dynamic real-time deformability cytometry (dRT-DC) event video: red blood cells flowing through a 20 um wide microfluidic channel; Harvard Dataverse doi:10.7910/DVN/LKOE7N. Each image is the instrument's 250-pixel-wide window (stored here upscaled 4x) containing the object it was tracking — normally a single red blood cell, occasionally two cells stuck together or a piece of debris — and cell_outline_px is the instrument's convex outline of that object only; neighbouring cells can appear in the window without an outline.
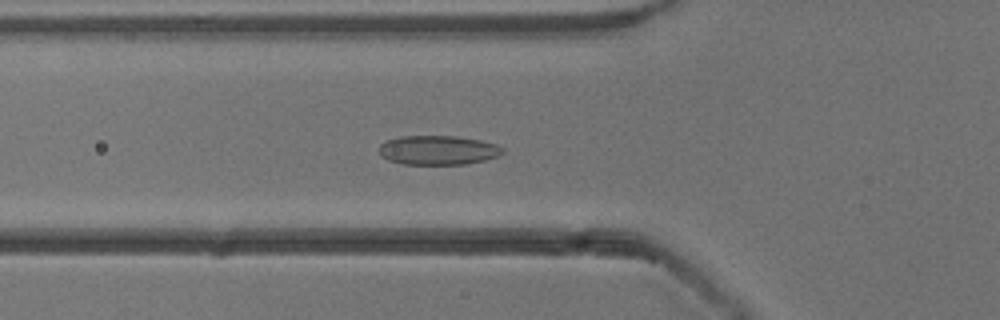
{"species": "common noctule bat (a hibernating species)", "species_latin": "Nyctalus noctula", "temperature_condition": "cold", "stored_images_in_passage": 32, "camera_frame_rate_fps": 3000, "um_per_image_px": 0.085, "animal": {"sex": "male", "body_mass_g": 13.3}, "frame": {"image": 1, "passage_image": 19, "time_ms": 6.0, "image_size_px": [1000, 320], "cell_outline_px": [[504, 152], [500, 156], [484, 160], [464, 164], [404, 164], [388, 160], [380, 156], [380, 144], [384, 140], [400, 136], [456, 136], [480, 140], [496, 144], [504, 148]], "centroid_in_image_um": [37.23, 12.76], "position_along_channel_um": 88.6, "area_um2": 21.21}}
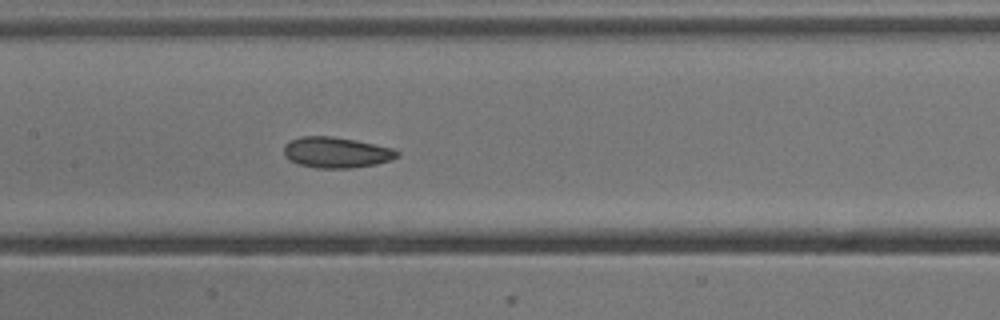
{"frame": {"image": 2, "passage_image": 26, "time_ms": 8.333, "image_size_px": [1000, 320], "cell_outline_px": [[400, 156], [392, 160], [376, 164], [352, 168], [316, 168], [300, 164], [288, 160], [284, 156], [284, 144], [288, 140], [300, 136], [332, 136], [356, 140], [392, 148], [400, 152]], "centroid_in_image_um": [28.57, 12.95], "position_along_channel_um": 178.8, "area_um2": 20.58}}
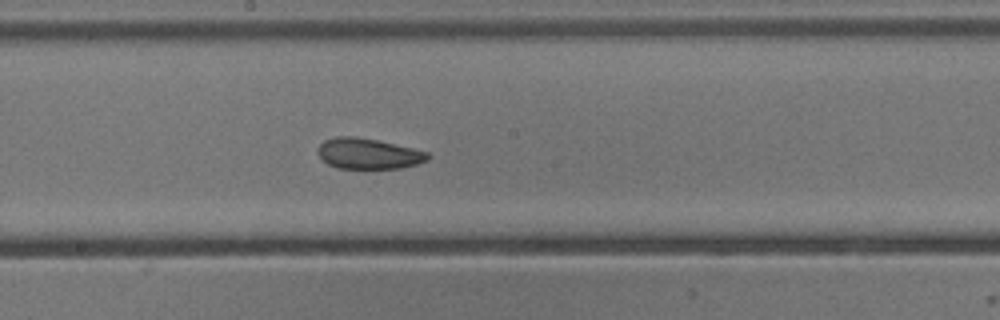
{"frame": {"image": 3, "passage_image": 29, "time_ms": 9.333, "image_size_px": [1000, 320], "cell_outline_px": [[432, 156], [428, 160], [416, 164], [400, 168], [336, 168], [328, 164], [316, 152], [316, 148], [324, 140], [336, 136], [356, 136], [376, 140], [412, 148], [428, 152]], "centroid_in_image_um": [31.29, 13.05], "position_along_channel_um": 216.9, "area_um2": 19.65}}